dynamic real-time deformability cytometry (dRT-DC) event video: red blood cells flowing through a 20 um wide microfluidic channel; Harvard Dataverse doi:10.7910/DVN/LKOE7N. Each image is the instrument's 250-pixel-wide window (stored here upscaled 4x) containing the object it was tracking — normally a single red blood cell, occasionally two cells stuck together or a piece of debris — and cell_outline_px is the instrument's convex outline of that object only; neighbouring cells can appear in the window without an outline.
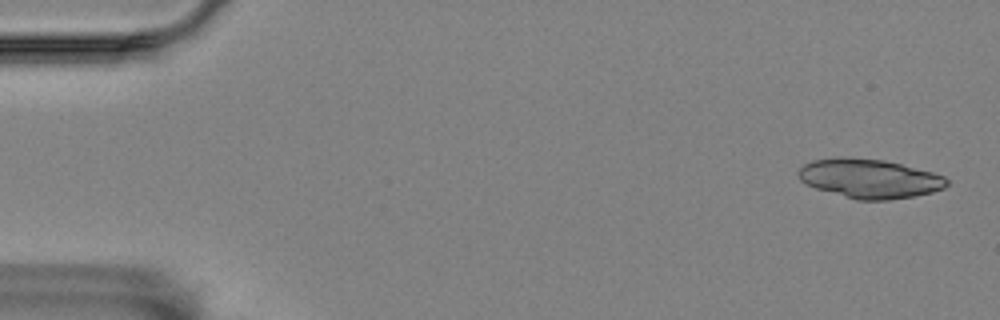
{"species": "Egyptian fruit bat (a non-hibernating species)", "species_latin": "Rousettus aegyptiacus", "temperature_condition": "room temperature", "stored_images_in_passage": 7, "camera_frame_rate_fps": 3000, "um_per_image_px": 0.085, "animal": {"sex": "female"}, "frame": {"image": 1, "passage_image": 1, "time_ms": 0.0, "image_size_px": [1000, 320], "cell_outline_px": [[948, 184], [944, 188], [932, 192], [916, 196], [888, 200], [856, 200], [816, 188], [804, 184], [800, 180], [796, 172], [804, 164], [812, 160], [836, 156], [840, 156], [884, 160], [932, 172], [944, 176], [948, 180]], "centroid_in_image_um": [73.87, 15.17], "position_along_channel_um": 11.1, "area_um2": 34.1}}
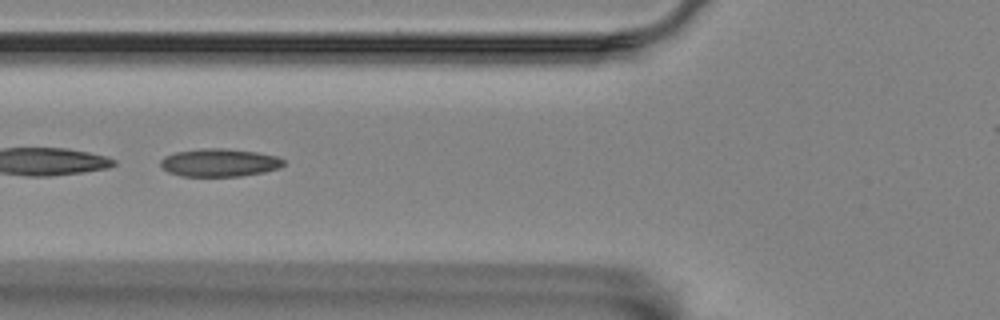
{"frame": {"image": 2, "passage_image": 6, "time_ms": 1.667, "image_size_px": [1000, 320], "cell_outline_px": [[284, 164], [280, 168], [264, 172], [240, 176], [180, 176], [168, 172], [160, 168], [160, 160], [164, 156], [176, 152], [204, 148], [224, 148], [256, 152], [276, 156], [284, 160]], "centroid_in_image_um": [18.62, 13.83], "position_along_channel_um": 107.2, "area_um2": 20.11}}